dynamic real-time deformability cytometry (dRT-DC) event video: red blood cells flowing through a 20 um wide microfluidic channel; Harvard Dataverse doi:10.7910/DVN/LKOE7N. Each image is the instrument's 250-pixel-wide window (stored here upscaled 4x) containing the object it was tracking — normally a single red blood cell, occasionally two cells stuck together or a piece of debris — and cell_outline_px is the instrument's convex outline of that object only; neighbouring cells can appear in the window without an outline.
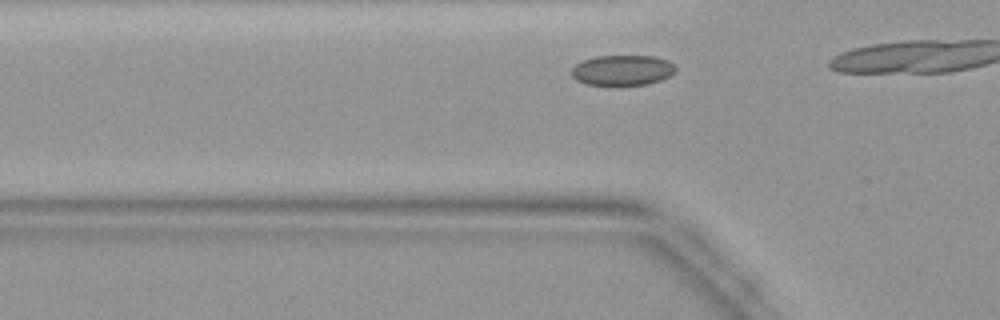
{"species": "common noctule bat (a hibernating species)", "species_latin": "Nyctalus noctula", "temperature_condition": "warm", "stored_images_in_passage": 6, "camera_frame_rate_fps": 3000, "um_per_image_px": 0.085, "animal": {"sex": "female", "body_mass_g": 19.9}, "frame": {"image": 1, "passage_image": 4, "time_ms": 1.0, "image_size_px": [1000, 320], "cell_outline_px": [[676, 68], [668, 76], [660, 80], [648, 84], [584, 84], [576, 80], [572, 76], [572, 68], [576, 64], [584, 60], [596, 56], [656, 56], [668, 60]], "centroid_in_image_um": [52.89, 5.95], "position_along_channel_um": 72.9, "area_um2": 18.09}}